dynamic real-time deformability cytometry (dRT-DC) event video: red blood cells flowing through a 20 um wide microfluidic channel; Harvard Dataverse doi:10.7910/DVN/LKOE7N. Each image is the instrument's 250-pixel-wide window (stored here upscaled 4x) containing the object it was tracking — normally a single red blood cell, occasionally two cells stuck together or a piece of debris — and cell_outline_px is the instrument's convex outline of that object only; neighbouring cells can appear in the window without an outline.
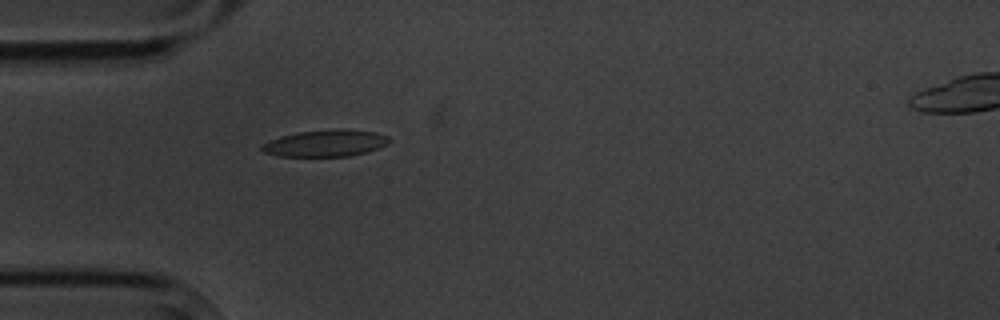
{"species": "common noctule bat (a hibernating species)", "species_latin": "Nyctalus noctula", "temperature_condition": "cold", "stored_images_in_passage": 5, "camera_frame_rate_fps": 3000, "um_per_image_px": 0.085, "animal": {"sex": "male", "body_mass_g": 20.1, "forearm_length_mm": 53.5}, "frame": {"image": 1, "passage_image": 5, "time_ms": 4.667, "image_size_px": [1000, 320], "cell_outline_px": [[392, 140], [388, 144], [352, 156], [280, 156], [264, 152], [260, 148], [260, 144], [268, 140], [280, 136], [296, 132], [336, 128], [340, 128], [376, 132], [388, 136]], "centroid_in_image_um": [27.65, 12.15], "position_along_channel_um": 57.4, "area_um2": 20.06}}